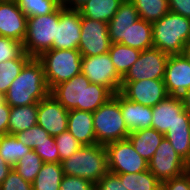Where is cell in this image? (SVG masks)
<instances>
[{
  "label": "cell",
  "mask_w": 190,
  "mask_h": 190,
  "mask_svg": "<svg viewBox=\"0 0 190 190\" xmlns=\"http://www.w3.org/2000/svg\"><path fill=\"white\" fill-rule=\"evenodd\" d=\"M50 94L67 110L77 109L91 113L113 96L106 87L91 83L82 73L55 85Z\"/></svg>",
  "instance_id": "obj_1"
},
{
  "label": "cell",
  "mask_w": 190,
  "mask_h": 190,
  "mask_svg": "<svg viewBox=\"0 0 190 190\" xmlns=\"http://www.w3.org/2000/svg\"><path fill=\"white\" fill-rule=\"evenodd\" d=\"M49 94L43 65L38 58L31 57L8 88L5 102L10 107L27 106L38 104Z\"/></svg>",
  "instance_id": "obj_2"
},
{
  "label": "cell",
  "mask_w": 190,
  "mask_h": 190,
  "mask_svg": "<svg viewBox=\"0 0 190 190\" xmlns=\"http://www.w3.org/2000/svg\"><path fill=\"white\" fill-rule=\"evenodd\" d=\"M153 47L169 55L182 54L190 41V19L169 11L152 23Z\"/></svg>",
  "instance_id": "obj_3"
},
{
  "label": "cell",
  "mask_w": 190,
  "mask_h": 190,
  "mask_svg": "<svg viewBox=\"0 0 190 190\" xmlns=\"http://www.w3.org/2000/svg\"><path fill=\"white\" fill-rule=\"evenodd\" d=\"M64 175L88 179L96 184L109 170L105 145H82L61 162Z\"/></svg>",
  "instance_id": "obj_4"
},
{
  "label": "cell",
  "mask_w": 190,
  "mask_h": 190,
  "mask_svg": "<svg viewBox=\"0 0 190 190\" xmlns=\"http://www.w3.org/2000/svg\"><path fill=\"white\" fill-rule=\"evenodd\" d=\"M38 59L43 65L50 90L81 73L82 55L76 49H50L43 52Z\"/></svg>",
  "instance_id": "obj_5"
},
{
  "label": "cell",
  "mask_w": 190,
  "mask_h": 190,
  "mask_svg": "<svg viewBox=\"0 0 190 190\" xmlns=\"http://www.w3.org/2000/svg\"><path fill=\"white\" fill-rule=\"evenodd\" d=\"M93 127L97 144L127 139L130 132L120 110V103L112 96L93 113Z\"/></svg>",
  "instance_id": "obj_6"
},
{
  "label": "cell",
  "mask_w": 190,
  "mask_h": 190,
  "mask_svg": "<svg viewBox=\"0 0 190 190\" xmlns=\"http://www.w3.org/2000/svg\"><path fill=\"white\" fill-rule=\"evenodd\" d=\"M60 18V7L53 13L27 18L24 52L38 58L43 52L53 49L56 24Z\"/></svg>",
  "instance_id": "obj_7"
},
{
  "label": "cell",
  "mask_w": 190,
  "mask_h": 190,
  "mask_svg": "<svg viewBox=\"0 0 190 190\" xmlns=\"http://www.w3.org/2000/svg\"><path fill=\"white\" fill-rule=\"evenodd\" d=\"M81 73L91 83L106 87L113 95L121 91L122 77L117 73L109 53L82 56Z\"/></svg>",
  "instance_id": "obj_8"
},
{
  "label": "cell",
  "mask_w": 190,
  "mask_h": 190,
  "mask_svg": "<svg viewBox=\"0 0 190 190\" xmlns=\"http://www.w3.org/2000/svg\"><path fill=\"white\" fill-rule=\"evenodd\" d=\"M108 170L112 173H138L148 170V162L140 156L128 139L105 145Z\"/></svg>",
  "instance_id": "obj_9"
},
{
  "label": "cell",
  "mask_w": 190,
  "mask_h": 190,
  "mask_svg": "<svg viewBox=\"0 0 190 190\" xmlns=\"http://www.w3.org/2000/svg\"><path fill=\"white\" fill-rule=\"evenodd\" d=\"M148 170L163 183L180 176L188 170V167L167 138L164 137L151 160L148 162Z\"/></svg>",
  "instance_id": "obj_10"
},
{
  "label": "cell",
  "mask_w": 190,
  "mask_h": 190,
  "mask_svg": "<svg viewBox=\"0 0 190 190\" xmlns=\"http://www.w3.org/2000/svg\"><path fill=\"white\" fill-rule=\"evenodd\" d=\"M108 23L81 16V35L78 51L82 56L108 53L111 47Z\"/></svg>",
  "instance_id": "obj_11"
},
{
  "label": "cell",
  "mask_w": 190,
  "mask_h": 190,
  "mask_svg": "<svg viewBox=\"0 0 190 190\" xmlns=\"http://www.w3.org/2000/svg\"><path fill=\"white\" fill-rule=\"evenodd\" d=\"M168 57L169 54L154 47L141 51L137 61L122 78V82L164 79Z\"/></svg>",
  "instance_id": "obj_12"
},
{
  "label": "cell",
  "mask_w": 190,
  "mask_h": 190,
  "mask_svg": "<svg viewBox=\"0 0 190 190\" xmlns=\"http://www.w3.org/2000/svg\"><path fill=\"white\" fill-rule=\"evenodd\" d=\"M190 123V114L185 110L178 96H167L152 107V126L165 135L168 129L176 124Z\"/></svg>",
  "instance_id": "obj_13"
},
{
  "label": "cell",
  "mask_w": 190,
  "mask_h": 190,
  "mask_svg": "<svg viewBox=\"0 0 190 190\" xmlns=\"http://www.w3.org/2000/svg\"><path fill=\"white\" fill-rule=\"evenodd\" d=\"M120 92L129 100L149 107H154L168 96L163 79L122 82Z\"/></svg>",
  "instance_id": "obj_14"
},
{
  "label": "cell",
  "mask_w": 190,
  "mask_h": 190,
  "mask_svg": "<svg viewBox=\"0 0 190 190\" xmlns=\"http://www.w3.org/2000/svg\"><path fill=\"white\" fill-rule=\"evenodd\" d=\"M68 112L51 94L37 104V125L50 136L67 131Z\"/></svg>",
  "instance_id": "obj_15"
},
{
  "label": "cell",
  "mask_w": 190,
  "mask_h": 190,
  "mask_svg": "<svg viewBox=\"0 0 190 190\" xmlns=\"http://www.w3.org/2000/svg\"><path fill=\"white\" fill-rule=\"evenodd\" d=\"M81 14L79 10L60 6V18L56 24L53 49H76L80 43Z\"/></svg>",
  "instance_id": "obj_16"
},
{
  "label": "cell",
  "mask_w": 190,
  "mask_h": 190,
  "mask_svg": "<svg viewBox=\"0 0 190 190\" xmlns=\"http://www.w3.org/2000/svg\"><path fill=\"white\" fill-rule=\"evenodd\" d=\"M163 80L169 96L181 97L190 89V63L182 54L169 55Z\"/></svg>",
  "instance_id": "obj_17"
},
{
  "label": "cell",
  "mask_w": 190,
  "mask_h": 190,
  "mask_svg": "<svg viewBox=\"0 0 190 190\" xmlns=\"http://www.w3.org/2000/svg\"><path fill=\"white\" fill-rule=\"evenodd\" d=\"M27 16L16 0L0 1V36L23 42L26 36Z\"/></svg>",
  "instance_id": "obj_18"
},
{
  "label": "cell",
  "mask_w": 190,
  "mask_h": 190,
  "mask_svg": "<svg viewBox=\"0 0 190 190\" xmlns=\"http://www.w3.org/2000/svg\"><path fill=\"white\" fill-rule=\"evenodd\" d=\"M113 97L120 103V110L129 132L151 128L152 107L133 102L121 92H117Z\"/></svg>",
  "instance_id": "obj_19"
},
{
  "label": "cell",
  "mask_w": 190,
  "mask_h": 190,
  "mask_svg": "<svg viewBox=\"0 0 190 190\" xmlns=\"http://www.w3.org/2000/svg\"><path fill=\"white\" fill-rule=\"evenodd\" d=\"M139 19L138 11L131 0H124L116 14L108 22V33L111 43L127 40L128 28Z\"/></svg>",
  "instance_id": "obj_20"
},
{
  "label": "cell",
  "mask_w": 190,
  "mask_h": 190,
  "mask_svg": "<svg viewBox=\"0 0 190 190\" xmlns=\"http://www.w3.org/2000/svg\"><path fill=\"white\" fill-rule=\"evenodd\" d=\"M67 130L82 145L97 144L93 127V114L91 112L77 109L69 110Z\"/></svg>",
  "instance_id": "obj_21"
},
{
  "label": "cell",
  "mask_w": 190,
  "mask_h": 190,
  "mask_svg": "<svg viewBox=\"0 0 190 190\" xmlns=\"http://www.w3.org/2000/svg\"><path fill=\"white\" fill-rule=\"evenodd\" d=\"M164 137L154 128H146L130 132L127 139L140 156L149 162Z\"/></svg>",
  "instance_id": "obj_22"
},
{
  "label": "cell",
  "mask_w": 190,
  "mask_h": 190,
  "mask_svg": "<svg viewBox=\"0 0 190 190\" xmlns=\"http://www.w3.org/2000/svg\"><path fill=\"white\" fill-rule=\"evenodd\" d=\"M124 0H89L78 10L82 17L108 23Z\"/></svg>",
  "instance_id": "obj_23"
},
{
  "label": "cell",
  "mask_w": 190,
  "mask_h": 190,
  "mask_svg": "<svg viewBox=\"0 0 190 190\" xmlns=\"http://www.w3.org/2000/svg\"><path fill=\"white\" fill-rule=\"evenodd\" d=\"M152 34V23L139 18L128 28L127 40H122L121 44L143 51L153 47Z\"/></svg>",
  "instance_id": "obj_24"
},
{
  "label": "cell",
  "mask_w": 190,
  "mask_h": 190,
  "mask_svg": "<svg viewBox=\"0 0 190 190\" xmlns=\"http://www.w3.org/2000/svg\"><path fill=\"white\" fill-rule=\"evenodd\" d=\"M37 125V104L11 107L8 134L15 135Z\"/></svg>",
  "instance_id": "obj_25"
},
{
  "label": "cell",
  "mask_w": 190,
  "mask_h": 190,
  "mask_svg": "<svg viewBox=\"0 0 190 190\" xmlns=\"http://www.w3.org/2000/svg\"><path fill=\"white\" fill-rule=\"evenodd\" d=\"M108 53L117 73L123 78L139 58L141 50L121 43H112Z\"/></svg>",
  "instance_id": "obj_26"
},
{
  "label": "cell",
  "mask_w": 190,
  "mask_h": 190,
  "mask_svg": "<svg viewBox=\"0 0 190 190\" xmlns=\"http://www.w3.org/2000/svg\"><path fill=\"white\" fill-rule=\"evenodd\" d=\"M64 174L61 163H44L32 183L33 190H59Z\"/></svg>",
  "instance_id": "obj_27"
},
{
  "label": "cell",
  "mask_w": 190,
  "mask_h": 190,
  "mask_svg": "<svg viewBox=\"0 0 190 190\" xmlns=\"http://www.w3.org/2000/svg\"><path fill=\"white\" fill-rule=\"evenodd\" d=\"M177 154L186 162L189 169L190 123L176 124L164 135Z\"/></svg>",
  "instance_id": "obj_28"
},
{
  "label": "cell",
  "mask_w": 190,
  "mask_h": 190,
  "mask_svg": "<svg viewBox=\"0 0 190 190\" xmlns=\"http://www.w3.org/2000/svg\"><path fill=\"white\" fill-rule=\"evenodd\" d=\"M128 190H161V182L149 171L115 173Z\"/></svg>",
  "instance_id": "obj_29"
},
{
  "label": "cell",
  "mask_w": 190,
  "mask_h": 190,
  "mask_svg": "<svg viewBox=\"0 0 190 190\" xmlns=\"http://www.w3.org/2000/svg\"><path fill=\"white\" fill-rule=\"evenodd\" d=\"M30 150L32 149L26 147L15 135L0 136V156L12 167Z\"/></svg>",
  "instance_id": "obj_30"
},
{
  "label": "cell",
  "mask_w": 190,
  "mask_h": 190,
  "mask_svg": "<svg viewBox=\"0 0 190 190\" xmlns=\"http://www.w3.org/2000/svg\"><path fill=\"white\" fill-rule=\"evenodd\" d=\"M138 11L139 18L153 23L167 14L168 0H131Z\"/></svg>",
  "instance_id": "obj_31"
},
{
  "label": "cell",
  "mask_w": 190,
  "mask_h": 190,
  "mask_svg": "<svg viewBox=\"0 0 190 190\" xmlns=\"http://www.w3.org/2000/svg\"><path fill=\"white\" fill-rule=\"evenodd\" d=\"M31 57L24 52L19 58L0 62V93L6 94L11 83Z\"/></svg>",
  "instance_id": "obj_32"
},
{
  "label": "cell",
  "mask_w": 190,
  "mask_h": 190,
  "mask_svg": "<svg viewBox=\"0 0 190 190\" xmlns=\"http://www.w3.org/2000/svg\"><path fill=\"white\" fill-rule=\"evenodd\" d=\"M16 2L27 18L53 13L62 5V0H16Z\"/></svg>",
  "instance_id": "obj_33"
},
{
  "label": "cell",
  "mask_w": 190,
  "mask_h": 190,
  "mask_svg": "<svg viewBox=\"0 0 190 190\" xmlns=\"http://www.w3.org/2000/svg\"><path fill=\"white\" fill-rule=\"evenodd\" d=\"M44 162L41 157L34 151L30 150L23 156L13 169L27 182L33 183L38 172L41 170Z\"/></svg>",
  "instance_id": "obj_34"
},
{
  "label": "cell",
  "mask_w": 190,
  "mask_h": 190,
  "mask_svg": "<svg viewBox=\"0 0 190 190\" xmlns=\"http://www.w3.org/2000/svg\"><path fill=\"white\" fill-rule=\"evenodd\" d=\"M54 138L59 152L60 163L82 147V144L68 130Z\"/></svg>",
  "instance_id": "obj_35"
},
{
  "label": "cell",
  "mask_w": 190,
  "mask_h": 190,
  "mask_svg": "<svg viewBox=\"0 0 190 190\" xmlns=\"http://www.w3.org/2000/svg\"><path fill=\"white\" fill-rule=\"evenodd\" d=\"M17 139L32 150L43 142H49V134L39 125L28 128L15 134Z\"/></svg>",
  "instance_id": "obj_36"
},
{
  "label": "cell",
  "mask_w": 190,
  "mask_h": 190,
  "mask_svg": "<svg viewBox=\"0 0 190 190\" xmlns=\"http://www.w3.org/2000/svg\"><path fill=\"white\" fill-rule=\"evenodd\" d=\"M23 53V42L0 36V62L17 59Z\"/></svg>",
  "instance_id": "obj_37"
},
{
  "label": "cell",
  "mask_w": 190,
  "mask_h": 190,
  "mask_svg": "<svg viewBox=\"0 0 190 190\" xmlns=\"http://www.w3.org/2000/svg\"><path fill=\"white\" fill-rule=\"evenodd\" d=\"M33 150L41 157L44 163H60L58 148L53 136H49V142H43Z\"/></svg>",
  "instance_id": "obj_38"
},
{
  "label": "cell",
  "mask_w": 190,
  "mask_h": 190,
  "mask_svg": "<svg viewBox=\"0 0 190 190\" xmlns=\"http://www.w3.org/2000/svg\"><path fill=\"white\" fill-rule=\"evenodd\" d=\"M59 190H95V184L85 178L64 175Z\"/></svg>",
  "instance_id": "obj_39"
},
{
  "label": "cell",
  "mask_w": 190,
  "mask_h": 190,
  "mask_svg": "<svg viewBox=\"0 0 190 190\" xmlns=\"http://www.w3.org/2000/svg\"><path fill=\"white\" fill-rule=\"evenodd\" d=\"M1 190H33L32 184L25 181L14 169L0 185Z\"/></svg>",
  "instance_id": "obj_40"
},
{
  "label": "cell",
  "mask_w": 190,
  "mask_h": 190,
  "mask_svg": "<svg viewBox=\"0 0 190 190\" xmlns=\"http://www.w3.org/2000/svg\"><path fill=\"white\" fill-rule=\"evenodd\" d=\"M95 190H128L119 176L112 172H107L96 184Z\"/></svg>",
  "instance_id": "obj_41"
},
{
  "label": "cell",
  "mask_w": 190,
  "mask_h": 190,
  "mask_svg": "<svg viewBox=\"0 0 190 190\" xmlns=\"http://www.w3.org/2000/svg\"><path fill=\"white\" fill-rule=\"evenodd\" d=\"M161 190H190V169L180 176L161 183Z\"/></svg>",
  "instance_id": "obj_42"
},
{
  "label": "cell",
  "mask_w": 190,
  "mask_h": 190,
  "mask_svg": "<svg viewBox=\"0 0 190 190\" xmlns=\"http://www.w3.org/2000/svg\"><path fill=\"white\" fill-rule=\"evenodd\" d=\"M11 107L5 102V95L0 93V136L8 134V121Z\"/></svg>",
  "instance_id": "obj_43"
},
{
  "label": "cell",
  "mask_w": 190,
  "mask_h": 190,
  "mask_svg": "<svg viewBox=\"0 0 190 190\" xmlns=\"http://www.w3.org/2000/svg\"><path fill=\"white\" fill-rule=\"evenodd\" d=\"M169 10L190 19V0H168Z\"/></svg>",
  "instance_id": "obj_44"
},
{
  "label": "cell",
  "mask_w": 190,
  "mask_h": 190,
  "mask_svg": "<svg viewBox=\"0 0 190 190\" xmlns=\"http://www.w3.org/2000/svg\"><path fill=\"white\" fill-rule=\"evenodd\" d=\"M13 167L0 156V185L11 172Z\"/></svg>",
  "instance_id": "obj_45"
},
{
  "label": "cell",
  "mask_w": 190,
  "mask_h": 190,
  "mask_svg": "<svg viewBox=\"0 0 190 190\" xmlns=\"http://www.w3.org/2000/svg\"><path fill=\"white\" fill-rule=\"evenodd\" d=\"M87 1L89 0H62V6L67 9L78 10Z\"/></svg>",
  "instance_id": "obj_46"
},
{
  "label": "cell",
  "mask_w": 190,
  "mask_h": 190,
  "mask_svg": "<svg viewBox=\"0 0 190 190\" xmlns=\"http://www.w3.org/2000/svg\"><path fill=\"white\" fill-rule=\"evenodd\" d=\"M180 98L185 110L190 114V89L187 90Z\"/></svg>",
  "instance_id": "obj_47"
},
{
  "label": "cell",
  "mask_w": 190,
  "mask_h": 190,
  "mask_svg": "<svg viewBox=\"0 0 190 190\" xmlns=\"http://www.w3.org/2000/svg\"><path fill=\"white\" fill-rule=\"evenodd\" d=\"M182 55L186 58V60L190 63V41L185 45L182 51Z\"/></svg>",
  "instance_id": "obj_48"
}]
</instances>
